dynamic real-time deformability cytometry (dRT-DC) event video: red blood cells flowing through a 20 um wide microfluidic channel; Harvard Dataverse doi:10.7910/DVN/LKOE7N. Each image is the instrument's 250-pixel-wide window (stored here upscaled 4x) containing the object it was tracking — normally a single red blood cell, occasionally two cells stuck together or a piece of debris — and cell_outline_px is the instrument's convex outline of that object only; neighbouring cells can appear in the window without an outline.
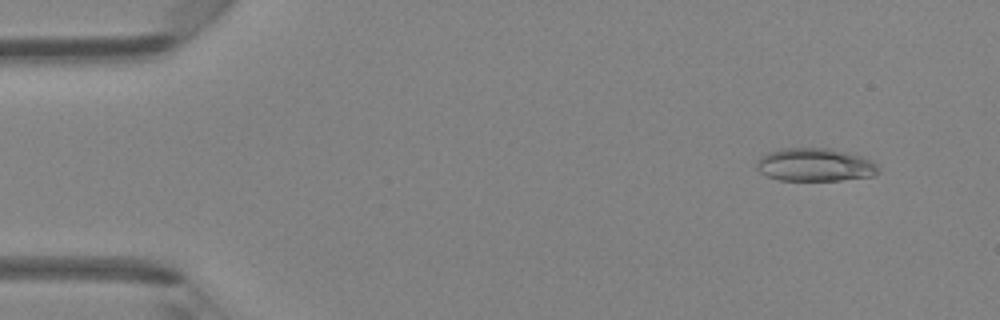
{"species": "Egyptian fruit bat (a non-hibernating species)", "species_latin": "Rousettus aegyptiacus", "temperature_condition": "room temperature", "stored_images_in_passage": 3, "camera_frame_rate_fps": 3000, "um_per_image_px": 0.085, "animal": {"sex": "female"}, "frame": {"image": 1, "passage_image": 1, "time_ms": 0.0, "image_size_px": [1000, 320], "cell_outline_px": [[880, 172], [872, 176], [840, 180], [780, 180], [768, 176], [760, 172], [756, 168], [756, 160], [760, 156], [768, 152], [780, 148], [832, 148], [860, 156], [872, 160], [880, 168]], "centroid_in_image_um": [69.26, 14.0], "position_along_channel_um": 15.7, "area_um2": 23.64}}